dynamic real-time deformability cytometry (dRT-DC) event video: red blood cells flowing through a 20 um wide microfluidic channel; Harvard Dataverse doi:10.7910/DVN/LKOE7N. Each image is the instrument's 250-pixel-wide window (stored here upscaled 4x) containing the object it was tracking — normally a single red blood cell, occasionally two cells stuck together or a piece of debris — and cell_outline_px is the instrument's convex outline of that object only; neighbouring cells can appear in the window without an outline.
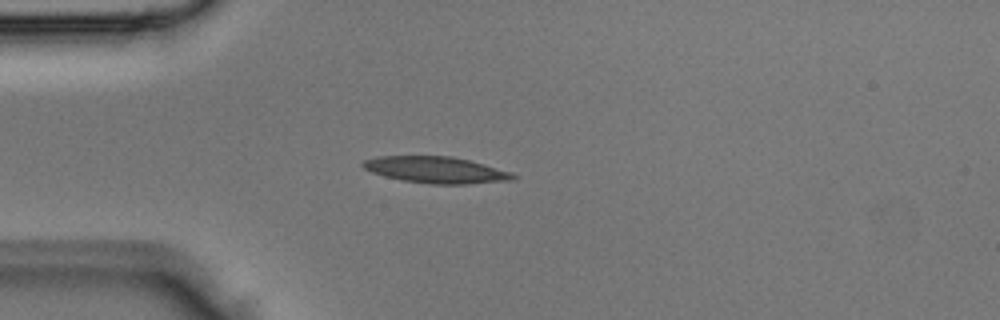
{"species": "Egyptian fruit bat (a non-hibernating species)", "species_latin": "Rousettus aegyptiacus", "temperature_condition": "room temperature", "stored_images_in_passage": 2, "camera_frame_rate_fps": 3000, "um_per_image_px": 0.085, "animal": {"sex": "male"}, "frame": {"image": 1, "passage_image": 2, "time_ms": 0.333, "image_size_px": [1000, 320], "cell_outline_px": [[516, 180], [468, 184], [432, 184], [404, 180], [384, 176], [372, 172], [364, 168], [360, 164], [364, 160], [376, 156], [452, 156], [484, 164], [512, 172], [516, 176]], "centroid_in_image_um": [37.08, 14.44], "position_along_channel_um": 47.9, "area_um2": 23.18}}